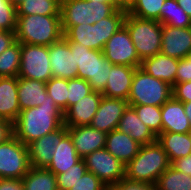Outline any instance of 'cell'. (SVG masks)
I'll list each match as a JSON object with an SVG mask.
<instances>
[{"label": "cell", "mask_w": 191, "mask_h": 190, "mask_svg": "<svg viewBox=\"0 0 191 190\" xmlns=\"http://www.w3.org/2000/svg\"><path fill=\"white\" fill-rule=\"evenodd\" d=\"M16 41L50 46L63 37L61 16L17 15Z\"/></svg>", "instance_id": "cell-2"}, {"label": "cell", "mask_w": 191, "mask_h": 190, "mask_svg": "<svg viewBox=\"0 0 191 190\" xmlns=\"http://www.w3.org/2000/svg\"><path fill=\"white\" fill-rule=\"evenodd\" d=\"M102 96V93L92 91L80 101L70 106L64 112V125L67 127L90 125L92 118L98 110Z\"/></svg>", "instance_id": "cell-17"}, {"label": "cell", "mask_w": 191, "mask_h": 190, "mask_svg": "<svg viewBox=\"0 0 191 190\" xmlns=\"http://www.w3.org/2000/svg\"><path fill=\"white\" fill-rule=\"evenodd\" d=\"M21 180L24 190H58L56 175L44 167H31Z\"/></svg>", "instance_id": "cell-28"}, {"label": "cell", "mask_w": 191, "mask_h": 190, "mask_svg": "<svg viewBox=\"0 0 191 190\" xmlns=\"http://www.w3.org/2000/svg\"><path fill=\"white\" fill-rule=\"evenodd\" d=\"M87 171L93 173L109 188L125 177V166L105 148L95 150L83 158Z\"/></svg>", "instance_id": "cell-12"}, {"label": "cell", "mask_w": 191, "mask_h": 190, "mask_svg": "<svg viewBox=\"0 0 191 190\" xmlns=\"http://www.w3.org/2000/svg\"><path fill=\"white\" fill-rule=\"evenodd\" d=\"M172 97V86L136 68L128 97L129 105L162 106Z\"/></svg>", "instance_id": "cell-8"}, {"label": "cell", "mask_w": 191, "mask_h": 190, "mask_svg": "<svg viewBox=\"0 0 191 190\" xmlns=\"http://www.w3.org/2000/svg\"><path fill=\"white\" fill-rule=\"evenodd\" d=\"M189 138H190V143H191V130L189 131Z\"/></svg>", "instance_id": "cell-53"}, {"label": "cell", "mask_w": 191, "mask_h": 190, "mask_svg": "<svg viewBox=\"0 0 191 190\" xmlns=\"http://www.w3.org/2000/svg\"><path fill=\"white\" fill-rule=\"evenodd\" d=\"M16 42L15 32H0V54Z\"/></svg>", "instance_id": "cell-44"}, {"label": "cell", "mask_w": 191, "mask_h": 190, "mask_svg": "<svg viewBox=\"0 0 191 190\" xmlns=\"http://www.w3.org/2000/svg\"><path fill=\"white\" fill-rule=\"evenodd\" d=\"M117 129L128 134L141 145L150 144L157 140V136L141 121L131 106H128L124 111Z\"/></svg>", "instance_id": "cell-24"}, {"label": "cell", "mask_w": 191, "mask_h": 190, "mask_svg": "<svg viewBox=\"0 0 191 190\" xmlns=\"http://www.w3.org/2000/svg\"><path fill=\"white\" fill-rule=\"evenodd\" d=\"M141 144L118 129L106 134L105 149L127 165L139 152Z\"/></svg>", "instance_id": "cell-20"}, {"label": "cell", "mask_w": 191, "mask_h": 190, "mask_svg": "<svg viewBox=\"0 0 191 190\" xmlns=\"http://www.w3.org/2000/svg\"><path fill=\"white\" fill-rule=\"evenodd\" d=\"M61 0H25L16 7L17 15L61 16Z\"/></svg>", "instance_id": "cell-30"}, {"label": "cell", "mask_w": 191, "mask_h": 190, "mask_svg": "<svg viewBox=\"0 0 191 190\" xmlns=\"http://www.w3.org/2000/svg\"><path fill=\"white\" fill-rule=\"evenodd\" d=\"M189 60H191V51L190 53L186 56Z\"/></svg>", "instance_id": "cell-52"}, {"label": "cell", "mask_w": 191, "mask_h": 190, "mask_svg": "<svg viewBox=\"0 0 191 190\" xmlns=\"http://www.w3.org/2000/svg\"><path fill=\"white\" fill-rule=\"evenodd\" d=\"M128 106V100L102 96L90 126L106 134L117 129L119 121Z\"/></svg>", "instance_id": "cell-14"}, {"label": "cell", "mask_w": 191, "mask_h": 190, "mask_svg": "<svg viewBox=\"0 0 191 190\" xmlns=\"http://www.w3.org/2000/svg\"><path fill=\"white\" fill-rule=\"evenodd\" d=\"M17 91L18 77H0V119L12 124L21 111Z\"/></svg>", "instance_id": "cell-22"}, {"label": "cell", "mask_w": 191, "mask_h": 190, "mask_svg": "<svg viewBox=\"0 0 191 190\" xmlns=\"http://www.w3.org/2000/svg\"><path fill=\"white\" fill-rule=\"evenodd\" d=\"M64 124V113L54 101L20 111L13 123V135L24 145L40 139Z\"/></svg>", "instance_id": "cell-1"}, {"label": "cell", "mask_w": 191, "mask_h": 190, "mask_svg": "<svg viewBox=\"0 0 191 190\" xmlns=\"http://www.w3.org/2000/svg\"><path fill=\"white\" fill-rule=\"evenodd\" d=\"M0 190H24L21 179H0Z\"/></svg>", "instance_id": "cell-45"}, {"label": "cell", "mask_w": 191, "mask_h": 190, "mask_svg": "<svg viewBox=\"0 0 191 190\" xmlns=\"http://www.w3.org/2000/svg\"><path fill=\"white\" fill-rule=\"evenodd\" d=\"M21 62V43L16 41L0 54V77H18Z\"/></svg>", "instance_id": "cell-32"}, {"label": "cell", "mask_w": 191, "mask_h": 190, "mask_svg": "<svg viewBox=\"0 0 191 190\" xmlns=\"http://www.w3.org/2000/svg\"><path fill=\"white\" fill-rule=\"evenodd\" d=\"M69 190H110V189L93 173L86 171L83 174V176L75 183V185Z\"/></svg>", "instance_id": "cell-39"}, {"label": "cell", "mask_w": 191, "mask_h": 190, "mask_svg": "<svg viewBox=\"0 0 191 190\" xmlns=\"http://www.w3.org/2000/svg\"><path fill=\"white\" fill-rule=\"evenodd\" d=\"M160 9V23L162 25L178 28L191 27V17L185 13L176 0H165Z\"/></svg>", "instance_id": "cell-29"}, {"label": "cell", "mask_w": 191, "mask_h": 190, "mask_svg": "<svg viewBox=\"0 0 191 190\" xmlns=\"http://www.w3.org/2000/svg\"><path fill=\"white\" fill-rule=\"evenodd\" d=\"M82 158L75 150L72 138L67 133L56 146L50 164L46 167L55 175L66 172L70 167L79 162Z\"/></svg>", "instance_id": "cell-26"}, {"label": "cell", "mask_w": 191, "mask_h": 190, "mask_svg": "<svg viewBox=\"0 0 191 190\" xmlns=\"http://www.w3.org/2000/svg\"><path fill=\"white\" fill-rule=\"evenodd\" d=\"M178 5L183 8L185 13L191 17V0H176Z\"/></svg>", "instance_id": "cell-48"}, {"label": "cell", "mask_w": 191, "mask_h": 190, "mask_svg": "<svg viewBox=\"0 0 191 190\" xmlns=\"http://www.w3.org/2000/svg\"><path fill=\"white\" fill-rule=\"evenodd\" d=\"M67 126L64 124L57 130L44 135L27 145L31 167L46 168L51 160L56 146L67 134Z\"/></svg>", "instance_id": "cell-15"}, {"label": "cell", "mask_w": 191, "mask_h": 190, "mask_svg": "<svg viewBox=\"0 0 191 190\" xmlns=\"http://www.w3.org/2000/svg\"><path fill=\"white\" fill-rule=\"evenodd\" d=\"M68 44L70 50H75L77 78L86 80L93 91L102 93L113 64L105 58L102 51L91 50L82 44L69 41Z\"/></svg>", "instance_id": "cell-5"}, {"label": "cell", "mask_w": 191, "mask_h": 190, "mask_svg": "<svg viewBox=\"0 0 191 190\" xmlns=\"http://www.w3.org/2000/svg\"><path fill=\"white\" fill-rule=\"evenodd\" d=\"M134 1L135 0H111V3H113L117 8L127 11Z\"/></svg>", "instance_id": "cell-47"}, {"label": "cell", "mask_w": 191, "mask_h": 190, "mask_svg": "<svg viewBox=\"0 0 191 190\" xmlns=\"http://www.w3.org/2000/svg\"><path fill=\"white\" fill-rule=\"evenodd\" d=\"M13 135V124L10 121L0 119V143L5 142Z\"/></svg>", "instance_id": "cell-46"}, {"label": "cell", "mask_w": 191, "mask_h": 190, "mask_svg": "<svg viewBox=\"0 0 191 190\" xmlns=\"http://www.w3.org/2000/svg\"><path fill=\"white\" fill-rule=\"evenodd\" d=\"M110 190H156L155 185L144 183L129 178H122L118 183L113 184Z\"/></svg>", "instance_id": "cell-40"}, {"label": "cell", "mask_w": 191, "mask_h": 190, "mask_svg": "<svg viewBox=\"0 0 191 190\" xmlns=\"http://www.w3.org/2000/svg\"><path fill=\"white\" fill-rule=\"evenodd\" d=\"M49 61L53 77L67 80L77 78L75 50H70L68 40L64 36L49 46Z\"/></svg>", "instance_id": "cell-13"}, {"label": "cell", "mask_w": 191, "mask_h": 190, "mask_svg": "<svg viewBox=\"0 0 191 190\" xmlns=\"http://www.w3.org/2000/svg\"><path fill=\"white\" fill-rule=\"evenodd\" d=\"M156 190H191V176L177 171L171 165L159 176Z\"/></svg>", "instance_id": "cell-31"}, {"label": "cell", "mask_w": 191, "mask_h": 190, "mask_svg": "<svg viewBox=\"0 0 191 190\" xmlns=\"http://www.w3.org/2000/svg\"><path fill=\"white\" fill-rule=\"evenodd\" d=\"M87 171L84 159L70 167L66 172L56 175L57 189L69 190Z\"/></svg>", "instance_id": "cell-36"}, {"label": "cell", "mask_w": 191, "mask_h": 190, "mask_svg": "<svg viewBox=\"0 0 191 190\" xmlns=\"http://www.w3.org/2000/svg\"><path fill=\"white\" fill-rule=\"evenodd\" d=\"M135 69V67L113 64L102 95L128 100Z\"/></svg>", "instance_id": "cell-19"}, {"label": "cell", "mask_w": 191, "mask_h": 190, "mask_svg": "<svg viewBox=\"0 0 191 190\" xmlns=\"http://www.w3.org/2000/svg\"><path fill=\"white\" fill-rule=\"evenodd\" d=\"M102 52L112 64L135 68L141 66L142 60L139 58L129 31L124 25L109 38Z\"/></svg>", "instance_id": "cell-11"}, {"label": "cell", "mask_w": 191, "mask_h": 190, "mask_svg": "<svg viewBox=\"0 0 191 190\" xmlns=\"http://www.w3.org/2000/svg\"><path fill=\"white\" fill-rule=\"evenodd\" d=\"M89 1H97V2H101V3H103V2H111V0H89Z\"/></svg>", "instance_id": "cell-51"}, {"label": "cell", "mask_w": 191, "mask_h": 190, "mask_svg": "<svg viewBox=\"0 0 191 190\" xmlns=\"http://www.w3.org/2000/svg\"><path fill=\"white\" fill-rule=\"evenodd\" d=\"M184 109H185V114L189 119L190 126H191V102H186L183 103Z\"/></svg>", "instance_id": "cell-49"}, {"label": "cell", "mask_w": 191, "mask_h": 190, "mask_svg": "<svg viewBox=\"0 0 191 190\" xmlns=\"http://www.w3.org/2000/svg\"><path fill=\"white\" fill-rule=\"evenodd\" d=\"M17 21L16 7L9 0H0V28L15 32Z\"/></svg>", "instance_id": "cell-38"}, {"label": "cell", "mask_w": 191, "mask_h": 190, "mask_svg": "<svg viewBox=\"0 0 191 190\" xmlns=\"http://www.w3.org/2000/svg\"><path fill=\"white\" fill-rule=\"evenodd\" d=\"M124 26L141 60L159 54L162 46V24L156 20L141 19L126 14Z\"/></svg>", "instance_id": "cell-7"}, {"label": "cell", "mask_w": 191, "mask_h": 190, "mask_svg": "<svg viewBox=\"0 0 191 190\" xmlns=\"http://www.w3.org/2000/svg\"><path fill=\"white\" fill-rule=\"evenodd\" d=\"M157 142L166 151L170 163L191 154L189 133L162 132Z\"/></svg>", "instance_id": "cell-27"}, {"label": "cell", "mask_w": 191, "mask_h": 190, "mask_svg": "<svg viewBox=\"0 0 191 190\" xmlns=\"http://www.w3.org/2000/svg\"><path fill=\"white\" fill-rule=\"evenodd\" d=\"M15 7L20 5L25 0H9Z\"/></svg>", "instance_id": "cell-50"}, {"label": "cell", "mask_w": 191, "mask_h": 190, "mask_svg": "<svg viewBox=\"0 0 191 190\" xmlns=\"http://www.w3.org/2000/svg\"><path fill=\"white\" fill-rule=\"evenodd\" d=\"M187 81H191V60L185 57L182 59H178V68L175 84Z\"/></svg>", "instance_id": "cell-42"}, {"label": "cell", "mask_w": 191, "mask_h": 190, "mask_svg": "<svg viewBox=\"0 0 191 190\" xmlns=\"http://www.w3.org/2000/svg\"><path fill=\"white\" fill-rule=\"evenodd\" d=\"M46 91L48 96L53 99L54 103L64 113L67 110L68 80L52 77L48 82H46Z\"/></svg>", "instance_id": "cell-35"}, {"label": "cell", "mask_w": 191, "mask_h": 190, "mask_svg": "<svg viewBox=\"0 0 191 190\" xmlns=\"http://www.w3.org/2000/svg\"><path fill=\"white\" fill-rule=\"evenodd\" d=\"M165 0H135L127 13L141 19L160 22L161 7Z\"/></svg>", "instance_id": "cell-33"}, {"label": "cell", "mask_w": 191, "mask_h": 190, "mask_svg": "<svg viewBox=\"0 0 191 190\" xmlns=\"http://www.w3.org/2000/svg\"><path fill=\"white\" fill-rule=\"evenodd\" d=\"M77 154L83 159L95 150L105 148L106 133L92 126L67 127Z\"/></svg>", "instance_id": "cell-18"}, {"label": "cell", "mask_w": 191, "mask_h": 190, "mask_svg": "<svg viewBox=\"0 0 191 190\" xmlns=\"http://www.w3.org/2000/svg\"><path fill=\"white\" fill-rule=\"evenodd\" d=\"M170 165L166 151L156 140L141 145L138 154L125 166V177L155 185Z\"/></svg>", "instance_id": "cell-4"}, {"label": "cell", "mask_w": 191, "mask_h": 190, "mask_svg": "<svg viewBox=\"0 0 191 190\" xmlns=\"http://www.w3.org/2000/svg\"><path fill=\"white\" fill-rule=\"evenodd\" d=\"M126 14V10L118 8L111 16L92 25L80 24L70 27L63 36L70 43L82 44L91 50L102 51L109 38L124 25Z\"/></svg>", "instance_id": "cell-3"}, {"label": "cell", "mask_w": 191, "mask_h": 190, "mask_svg": "<svg viewBox=\"0 0 191 190\" xmlns=\"http://www.w3.org/2000/svg\"><path fill=\"white\" fill-rule=\"evenodd\" d=\"M92 91L91 85L86 80L81 78L69 79L67 109Z\"/></svg>", "instance_id": "cell-37"}, {"label": "cell", "mask_w": 191, "mask_h": 190, "mask_svg": "<svg viewBox=\"0 0 191 190\" xmlns=\"http://www.w3.org/2000/svg\"><path fill=\"white\" fill-rule=\"evenodd\" d=\"M131 106L141 121L158 136L162 133L161 106L153 105H129Z\"/></svg>", "instance_id": "cell-34"}, {"label": "cell", "mask_w": 191, "mask_h": 190, "mask_svg": "<svg viewBox=\"0 0 191 190\" xmlns=\"http://www.w3.org/2000/svg\"><path fill=\"white\" fill-rule=\"evenodd\" d=\"M171 166L177 171L183 172L191 176V154L173 161L171 163Z\"/></svg>", "instance_id": "cell-43"}, {"label": "cell", "mask_w": 191, "mask_h": 190, "mask_svg": "<svg viewBox=\"0 0 191 190\" xmlns=\"http://www.w3.org/2000/svg\"><path fill=\"white\" fill-rule=\"evenodd\" d=\"M140 68L152 77L173 86L177 74L178 59L159 53L143 59Z\"/></svg>", "instance_id": "cell-23"}, {"label": "cell", "mask_w": 191, "mask_h": 190, "mask_svg": "<svg viewBox=\"0 0 191 190\" xmlns=\"http://www.w3.org/2000/svg\"><path fill=\"white\" fill-rule=\"evenodd\" d=\"M30 168L26 145L14 135L0 143V179H22Z\"/></svg>", "instance_id": "cell-9"}, {"label": "cell", "mask_w": 191, "mask_h": 190, "mask_svg": "<svg viewBox=\"0 0 191 190\" xmlns=\"http://www.w3.org/2000/svg\"><path fill=\"white\" fill-rule=\"evenodd\" d=\"M162 132L189 133L190 122L185 114L183 102L171 97L161 106Z\"/></svg>", "instance_id": "cell-21"}, {"label": "cell", "mask_w": 191, "mask_h": 190, "mask_svg": "<svg viewBox=\"0 0 191 190\" xmlns=\"http://www.w3.org/2000/svg\"><path fill=\"white\" fill-rule=\"evenodd\" d=\"M17 95L20 110L40 106L45 101H53L47 94L45 82L27 78H18Z\"/></svg>", "instance_id": "cell-25"}, {"label": "cell", "mask_w": 191, "mask_h": 190, "mask_svg": "<svg viewBox=\"0 0 191 190\" xmlns=\"http://www.w3.org/2000/svg\"><path fill=\"white\" fill-rule=\"evenodd\" d=\"M117 9L111 2L61 0L60 15L63 34L72 26L97 23L111 16Z\"/></svg>", "instance_id": "cell-6"}, {"label": "cell", "mask_w": 191, "mask_h": 190, "mask_svg": "<svg viewBox=\"0 0 191 190\" xmlns=\"http://www.w3.org/2000/svg\"><path fill=\"white\" fill-rule=\"evenodd\" d=\"M53 77L49 61V46L21 44L18 78L48 82Z\"/></svg>", "instance_id": "cell-10"}, {"label": "cell", "mask_w": 191, "mask_h": 190, "mask_svg": "<svg viewBox=\"0 0 191 190\" xmlns=\"http://www.w3.org/2000/svg\"><path fill=\"white\" fill-rule=\"evenodd\" d=\"M172 97L180 102H191V81L176 83L172 86Z\"/></svg>", "instance_id": "cell-41"}, {"label": "cell", "mask_w": 191, "mask_h": 190, "mask_svg": "<svg viewBox=\"0 0 191 190\" xmlns=\"http://www.w3.org/2000/svg\"><path fill=\"white\" fill-rule=\"evenodd\" d=\"M191 51V27L178 28L162 25L160 53L176 59L185 58Z\"/></svg>", "instance_id": "cell-16"}]
</instances>
